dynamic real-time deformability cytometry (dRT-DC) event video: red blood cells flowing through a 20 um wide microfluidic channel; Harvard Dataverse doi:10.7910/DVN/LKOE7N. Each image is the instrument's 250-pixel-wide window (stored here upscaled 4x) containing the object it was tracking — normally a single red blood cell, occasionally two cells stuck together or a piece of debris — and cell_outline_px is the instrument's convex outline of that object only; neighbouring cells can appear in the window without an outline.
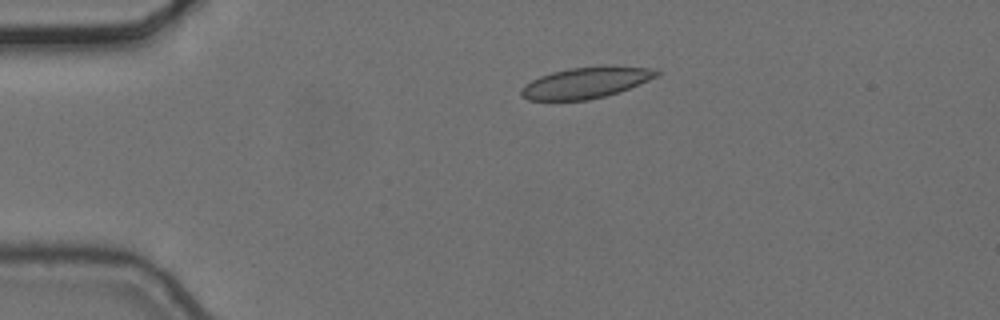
{"species": "common noctule bat (a hibernating species)", "species_latin": "Nyctalus noctula", "temperature_condition": "cold", "stored_images_in_passage": 5, "camera_frame_rate_fps": 3000, "um_per_image_px": 0.085, "animal": {"sex": "female", "body_mass_g": 24.6, "forearm_length_mm": 56.2}, "frame": {"image": 1, "passage_image": 4, "time_ms": 1.0, "image_size_px": [1000, 320], "cell_outline_px": [[660, 76], [640, 84], [604, 96], [588, 100], [528, 100], [520, 96], [520, 88], [524, 84], [540, 76], [552, 72], [568, 68], [604, 64], [612, 64], [656, 68], [660, 72]], "centroid_in_image_um": [49.85, 6.99], "position_along_channel_um": 35.2, "area_um2": 25.2}}